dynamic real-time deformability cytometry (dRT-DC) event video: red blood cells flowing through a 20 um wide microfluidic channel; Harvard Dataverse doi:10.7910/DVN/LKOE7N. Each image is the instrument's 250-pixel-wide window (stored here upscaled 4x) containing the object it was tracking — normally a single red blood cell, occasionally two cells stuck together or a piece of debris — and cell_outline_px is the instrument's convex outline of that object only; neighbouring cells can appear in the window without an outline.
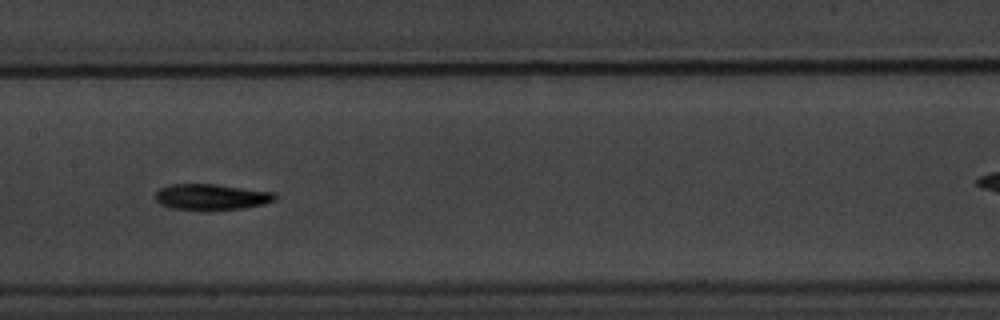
{"species": "common noctule bat (a hibernating species)", "species_latin": "Nyctalus noctula", "temperature_condition": "warm", "stored_images_in_passage": 17, "camera_frame_rate_fps": 3000, "um_per_image_px": 0.085, "animal": {"sex": "male", "body_mass_g": 20.1, "forearm_length_mm": 53.5}, "frame": {"image": 1, "passage_image": 8, "time_ms": 9.333, "image_size_px": [1000, 320], "cell_outline_px": [[276, 200], [264, 204], [244, 208], [204, 212], [172, 208], [160, 204], [156, 200], [156, 192], [160, 188], [168, 184], [216, 184], [276, 192]], "centroid_in_image_um": [17.98, 16.76], "position_along_channel_um": 189.4, "area_um2": 18.67}}
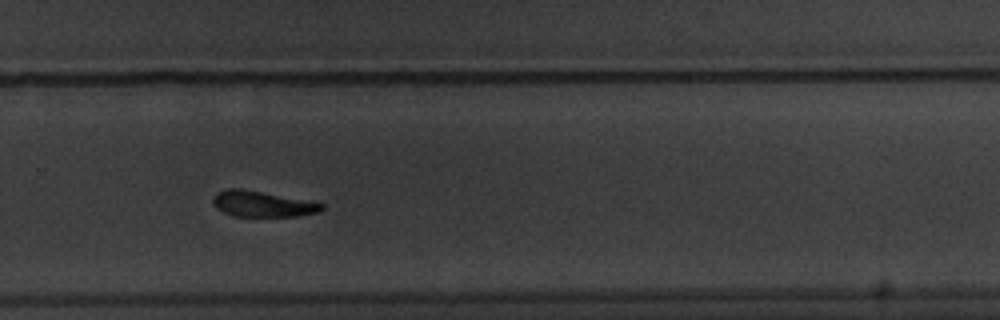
{"frame": {"image": 2, "passage_image": 11, "time_ms": 12.667, "image_size_px": [1000, 320], "cell_outline_px": [[324, 208], [316, 212], [300, 216], [232, 216], [216, 208], [212, 200], [216, 192], [228, 188], [240, 188], [324, 204]], "centroid_in_image_um": [22.23, 17.34], "position_along_channel_um": 307.6, "area_um2": 16.01}}
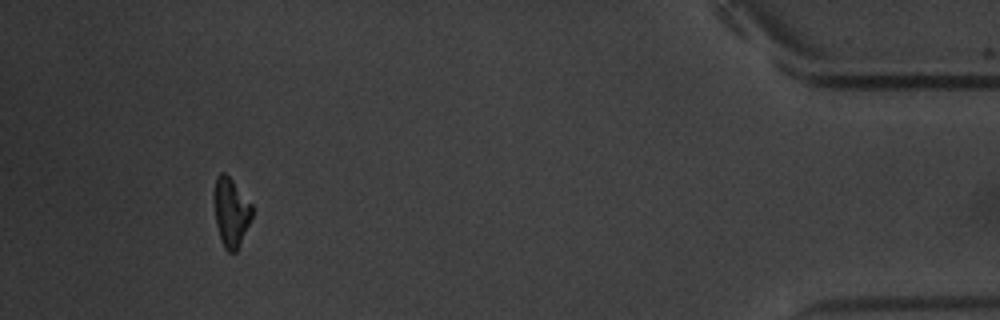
{"frame": {"image": 3, "passage_image": 16, "time_ms": 19.333, "image_size_px": [1000, 320], "cell_outline_px": [[252, 216], [236, 252], [228, 252], [224, 248], [220, 240], [216, 224], [212, 196], [216, 176], [220, 172], [224, 172], [232, 180], [252, 204]], "centroid_in_image_um": [19.59, 18.01], "position_along_channel_um": 415.6, "area_um2": 15.37}, "authors_computed_cell_mechanics": {"area_um2": 16.5886, "velocity_mm_per_s": 3.5472, "shape_relaxation_time_tau1_ms": 5.799, "shape_relaxation_time_tau2_ms": 4.4523, "deformation_change_tau1": 0.1368, "deformation_change_tau2": 0.1045}}